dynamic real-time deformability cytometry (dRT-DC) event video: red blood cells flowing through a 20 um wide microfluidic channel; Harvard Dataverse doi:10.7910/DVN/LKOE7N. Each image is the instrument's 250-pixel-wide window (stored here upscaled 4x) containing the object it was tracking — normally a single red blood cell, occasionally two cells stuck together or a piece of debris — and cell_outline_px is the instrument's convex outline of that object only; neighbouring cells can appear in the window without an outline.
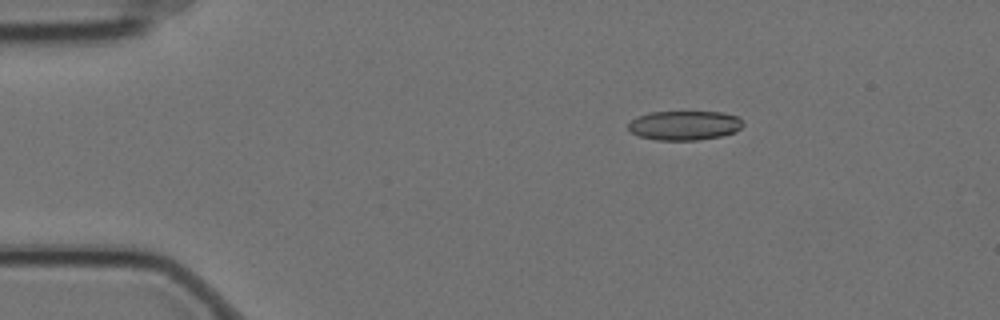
{"species": "Egyptian fruit bat (a non-hibernating species)", "species_latin": "Rousettus aegyptiacus", "temperature_condition": "cold", "stored_images_in_passage": 3, "camera_frame_rate_fps": 3000, "um_per_image_px": 0.085, "animal": {"sex": "female"}, "frame": {"image": 1, "passage_image": 2, "time_ms": 0.333, "image_size_px": [1000, 320], "cell_outline_px": [[744, 124], [736, 132], [720, 136], [696, 140], [656, 140], [640, 136], [632, 132], [628, 128], [628, 124], [636, 116], [648, 112], [724, 112], [736, 116], [744, 120]], "centroid_in_image_um": [58.19, 10.65], "position_along_channel_um": 26.8, "area_um2": 19.71}}